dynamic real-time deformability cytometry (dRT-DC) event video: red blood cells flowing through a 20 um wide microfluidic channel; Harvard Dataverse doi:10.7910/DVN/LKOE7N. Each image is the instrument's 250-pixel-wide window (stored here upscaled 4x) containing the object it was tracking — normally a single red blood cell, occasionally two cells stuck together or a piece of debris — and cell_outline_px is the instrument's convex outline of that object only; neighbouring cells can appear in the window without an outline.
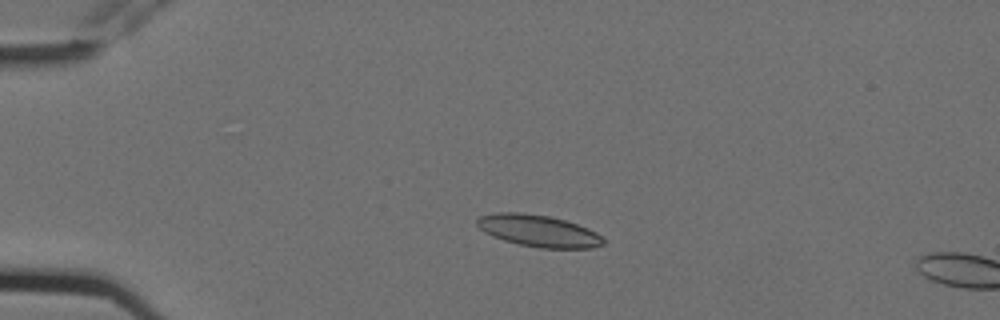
{"species": "Egyptian fruit bat (a non-hibernating species)", "species_latin": "Rousettus aegyptiacus", "temperature_condition": "cold", "stored_images_in_passage": 4, "camera_frame_rate_fps": 3000, "um_per_image_px": 0.085, "animal": {"sex": "female"}, "frame": {"image": 1, "passage_image": 3, "time_ms": 0.667, "image_size_px": [1000, 320], "cell_outline_px": [[604, 244], [592, 248], [540, 248], [520, 244], [504, 240], [492, 236], [484, 232], [476, 224], [476, 220], [480, 216], [496, 212], [520, 212], [552, 216], [588, 228], [596, 232], [604, 240]], "centroid_in_image_um": [45.75, 19.61], "position_along_channel_um": 39.2, "area_um2": 23.41}}